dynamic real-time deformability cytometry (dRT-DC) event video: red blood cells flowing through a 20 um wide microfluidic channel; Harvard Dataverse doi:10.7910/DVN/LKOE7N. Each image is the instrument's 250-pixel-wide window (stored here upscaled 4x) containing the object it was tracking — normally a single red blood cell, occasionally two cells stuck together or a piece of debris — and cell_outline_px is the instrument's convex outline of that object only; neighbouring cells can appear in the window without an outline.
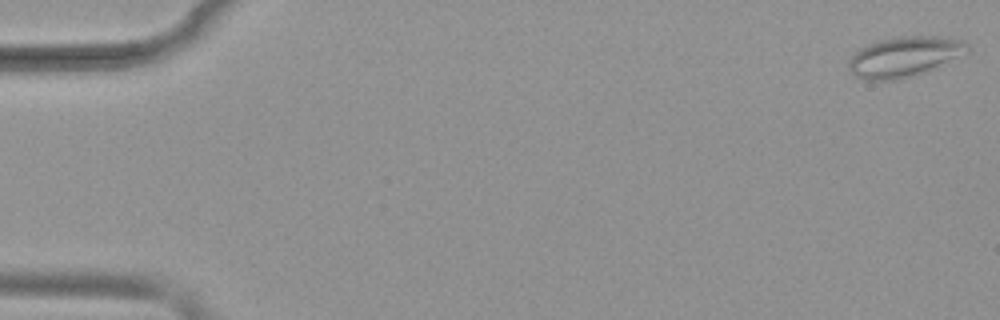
{"species": "common noctule bat (a hibernating species)", "species_latin": "Nyctalus noctula", "temperature_condition": "warm", "stored_images_in_passage": 52, "camera_frame_rate_fps": 3000, "um_per_image_px": 0.085, "animal": {"sex": "female", "body_mass_g": 19.9}, "frame": {"image": 1, "passage_image": 1, "time_ms": 0.0, "image_size_px": [1000, 320], "cell_outline_px": [[972, 48], [968, 52], [936, 68], [900, 80], [864, 80], [856, 76], [848, 68], [848, 60], [860, 48], [868, 44], [880, 40], [900, 36], [944, 36], [964, 40]], "centroid_in_image_um": [76.91, 4.81], "position_along_channel_um": 8.1, "area_um2": 28.09}}
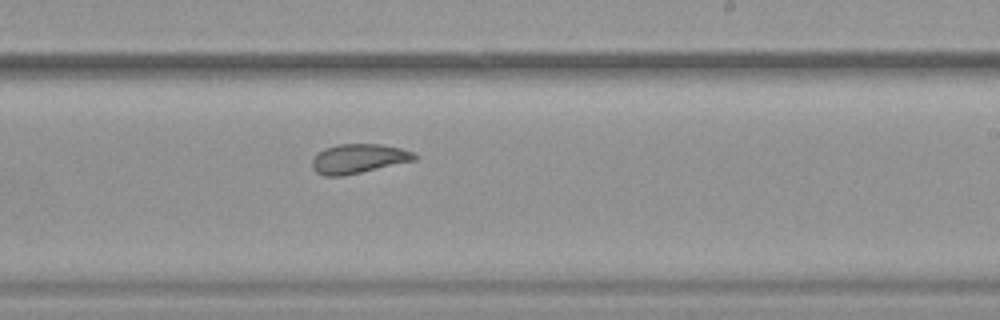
{"frame": {"image": 2, "passage_image": 32, "time_ms": 10.333, "image_size_px": [1000, 320], "cell_outline_px": [[420, 156], [416, 160], [344, 176], [324, 176], [316, 172], [312, 168], [312, 160], [324, 148], [340, 144], [380, 144], [400, 148], [416, 152]], "centroid_in_image_um": [30.52, 13.49], "position_along_channel_um": 258.5, "area_um2": 17.63}}
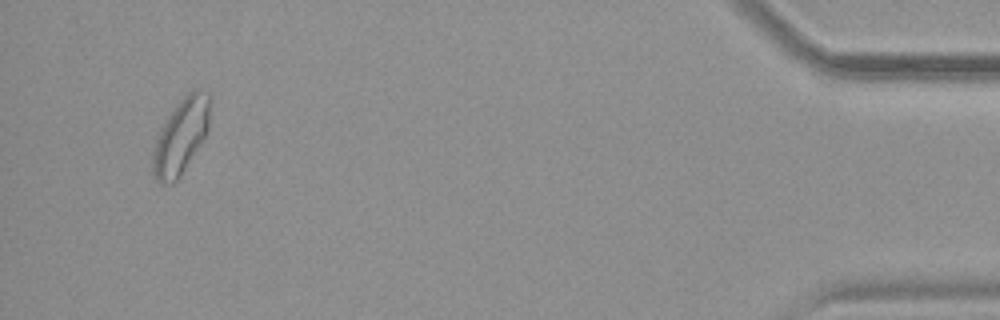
{"frame": {"image": 3, "passage_image": 50, "time_ms": 16.333, "image_size_px": [1000, 320], "cell_outline_px": [[208, 128], [204, 136], [180, 176], [172, 184], [160, 184], [156, 180], [152, 172], [152, 152], [160, 128], [176, 104], [192, 88], [196, 88], [208, 92]], "centroid_in_image_um": [15.32, 11.59], "position_along_channel_um": 419.9, "area_um2": 24.62}, "authors_computed_cell_mechanics": {"area_um2": 22.0796, "velocity_mm_per_s": 3.8798, "shape_relaxation_time_tau1_ms": null, "shape_relaxation_time_tau2_ms": 2.4238, "deformation_change_tau1": null, "deformation_change_tau2": 0.0813}}